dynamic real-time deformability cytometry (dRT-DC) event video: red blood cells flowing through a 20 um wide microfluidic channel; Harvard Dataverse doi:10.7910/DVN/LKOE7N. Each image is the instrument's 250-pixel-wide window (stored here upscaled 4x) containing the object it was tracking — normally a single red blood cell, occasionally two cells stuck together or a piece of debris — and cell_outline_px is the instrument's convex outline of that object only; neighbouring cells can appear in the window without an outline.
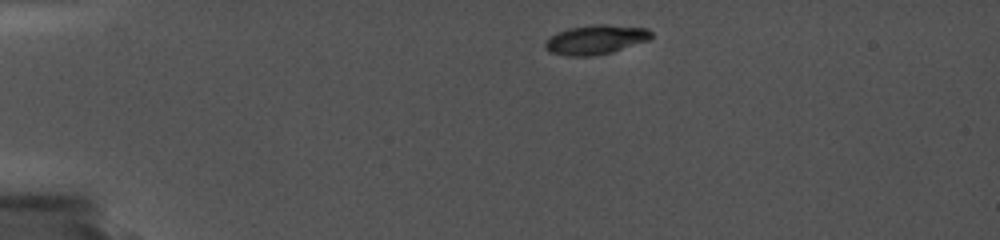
{"species": "common noctule bat (a hibernating species)", "species_latin": "Nyctalus noctula", "temperature_condition": "cold", "stored_images_in_passage": 38, "camera_frame_rate_fps": 5000, "um_per_image_px": 0.085, "animal": {"sex": "female", "body_mass_g": 19.0, "forearm_length_mm": 56.7}, "frame": {"image": 1, "passage_image": 1, "time_ms": 0.0, "image_size_px": [1000, 240], "cell_outline_px": [[652, 36], [648, 40], [612, 52], [592, 56], [568, 56], [548, 52], [544, 44], [556, 32], [568, 28], [592, 24], [608, 24], [648, 28], [652, 32]], "centroid_in_image_um": [50.64, 3.36], "position_along_channel_um": 34.4, "area_um2": 18.21}}
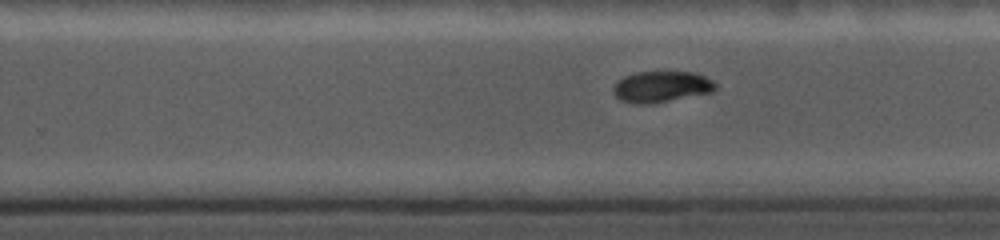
{"frame": {"image": 2, "passage_image": 20, "time_ms": 8.2, "image_size_px": [1000, 240], "cell_outline_px": [[716, 88], [712, 92], [652, 104], [636, 104], [620, 100], [612, 92], [612, 88], [624, 76], [636, 72], [696, 72], [712, 80], [716, 84]], "centroid_in_image_um": [56.22, 7.38], "position_along_channel_um": 273.6, "area_um2": 18.55}}
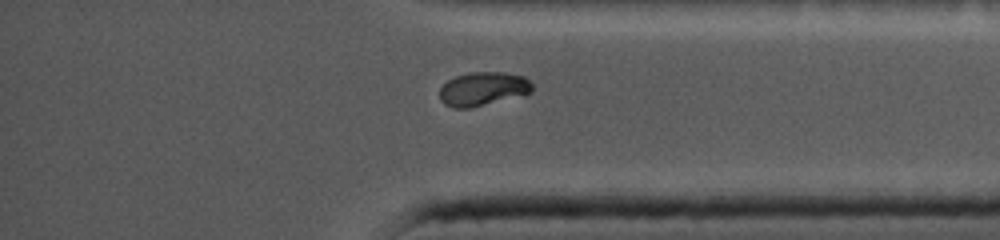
{"frame": {"image": 3, "passage_image": 31, "time_ms": 11.4, "image_size_px": [1000, 240], "cell_outline_px": [[532, 92], [472, 108], [456, 108], [444, 104], [440, 100], [440, 88], [448, 80], [456, 76], [472, 72], [504, 72], [524, 76], [532, 84]], "centroid_in_image_um": [41.04, 7.55], "position_along_channel_um": 394.2, "area_um2": 18.09}}